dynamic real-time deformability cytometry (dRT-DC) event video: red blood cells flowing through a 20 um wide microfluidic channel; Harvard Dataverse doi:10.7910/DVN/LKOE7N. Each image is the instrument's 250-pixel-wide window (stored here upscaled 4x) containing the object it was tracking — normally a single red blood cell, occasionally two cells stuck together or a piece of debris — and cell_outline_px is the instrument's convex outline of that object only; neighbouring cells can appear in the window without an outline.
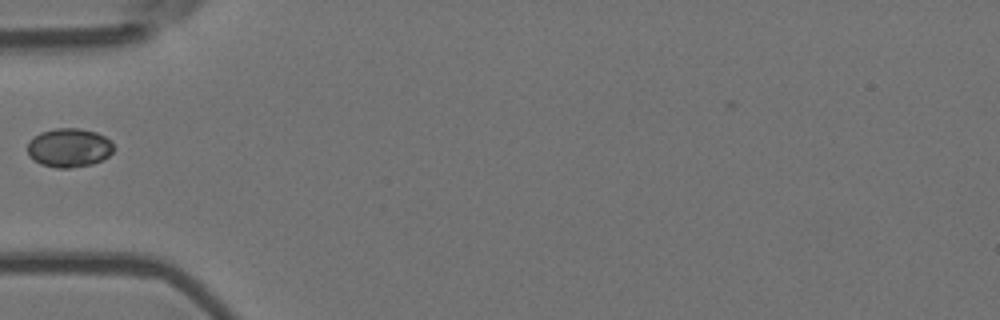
{"species": "Egyptian fruit bat (a non-hibernating species)", "species_latin": "Rousettus aegyptiacus", "temperature_condition": "room temperature", "stored_images_in_passage": 1, "camera_frame_rate_fps": 3000, "um_per_image_px": 0.085, "animal": {"sex": "female"}, "frame": {"image": 1, "passage_image": 1, "time_ms": 0.0, "image_size_px": [1000, 320], "cell_outline_px": [[116, 148], [108, 156], [92, 164], [68, 168], [56, 168], [40, 164], [28, 156], [28, 144], [40, 132], [56, 128], [80, 128], [96, 132], [104, 136]], "centroid_in_image_um": [5.87, 12.56], "position_along_channel_um": 79.1, "area_um2": 19.42}}